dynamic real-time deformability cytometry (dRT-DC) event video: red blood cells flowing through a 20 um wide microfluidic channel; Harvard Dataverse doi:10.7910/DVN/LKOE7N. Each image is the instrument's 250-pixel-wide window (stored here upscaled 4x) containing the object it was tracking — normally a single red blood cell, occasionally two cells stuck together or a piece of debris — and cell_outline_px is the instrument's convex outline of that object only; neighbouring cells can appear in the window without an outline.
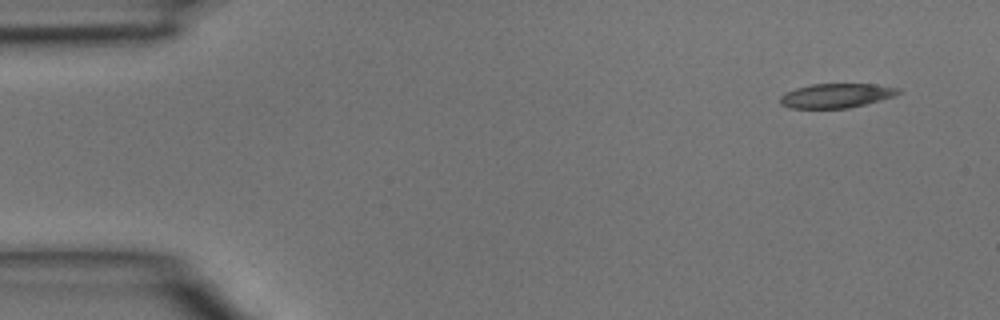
{"species": "common noctule bat (a hibernating species)", "species_latin": "Nyctalus noctula", "temperature_condition": "room temperature", "stored_images_in_passage": 4, "camera_frame_rate_fps": 3000, "um_per_image_px": 0.085, "animal": {"sex": "male", "body_mass_g": 15.6}, "frame": {"image": 1, "passage_image": 1, "time_ms": 0.0, "image_size_px": [1000, 320], "cell_outline_px": [[900, 92], [896, 96], [848, 108], [788, 108], [780, 104], [780, 96], [784, 92], [796, 88], [812, 84], [872, 84], [900, 88]], "centroid_in_image_um": [71.05, 8.13], "position_along_channel_um": 13.9, "area_um2": 16.76}}
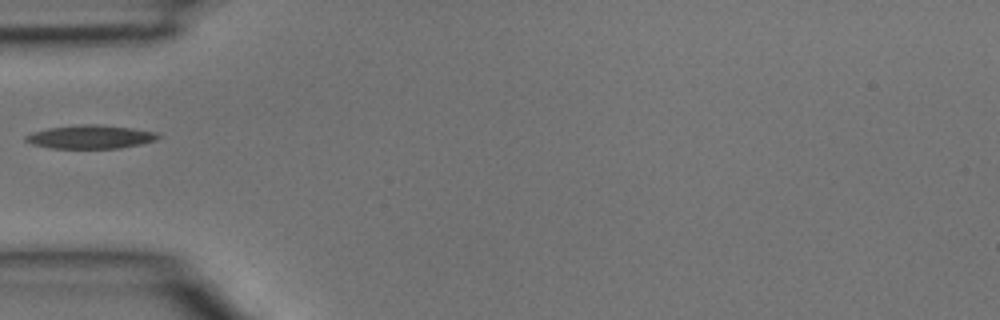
{"frame": {"image": 2, "passage_image": 4, "time_ms": 1.0, "image_size_px": [1000, 320], "cell_outline_px": [[160, 136], [156, 140], [140, 144], [120, 148], [52, 148], [32, 144], [24, 140], [24, 136], [32, 132], [48, 128], [84, 124], [100, 124], [132, 128], [156, 132]], "centroid_in_image_um": [7.68, 11.63], "position_along_channel_um": 77.3, "area_um2": 18.09}}